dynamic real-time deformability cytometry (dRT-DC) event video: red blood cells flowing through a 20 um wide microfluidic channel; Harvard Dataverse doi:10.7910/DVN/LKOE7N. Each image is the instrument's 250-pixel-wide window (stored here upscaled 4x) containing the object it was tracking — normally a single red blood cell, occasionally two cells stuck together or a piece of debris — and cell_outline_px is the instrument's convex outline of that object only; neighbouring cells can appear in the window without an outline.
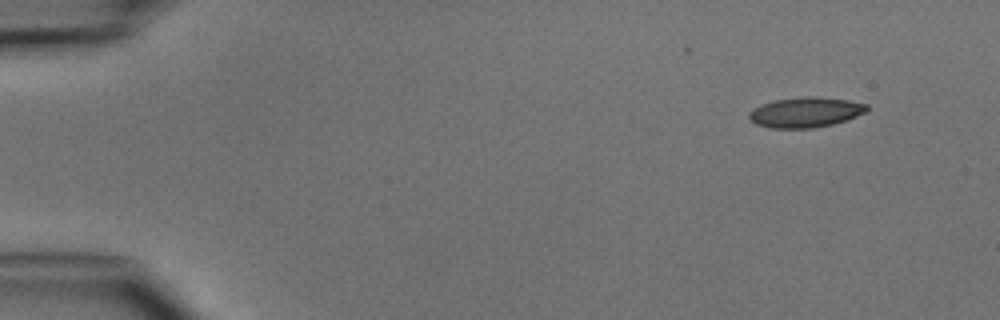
{"species": "common noctule bat (a hibernating species)", "species_latin": "Nyctalus noctula", "temperature_condition": "cold", "stored_images_in_passage": 5, "segment_of_instrument_passage": [2, 2], "camera_frame_rate_fps": 3000, "um_per_image_px": 0.085, "animal": {"sex": "male", "body_mass_g": 15.6}, "frame": {"image": 1, "passage_image": 5, "time_ms": 4.667, "image_size_px": [1000, 320], "cell_outline_px": [[868, 112], [848, 120], [832, 124], [812, 128], [772, 128], [756, 124], [748, 116], [748, 112], [752, 108], [760, 104], [772, 100], [804, 96], [816, 96], [848, 100], [868, 104]], "centroid_in_image_um": [68.48, 9.53], "position_along_channel_um": 16.5, "area_um2": 21.04}}